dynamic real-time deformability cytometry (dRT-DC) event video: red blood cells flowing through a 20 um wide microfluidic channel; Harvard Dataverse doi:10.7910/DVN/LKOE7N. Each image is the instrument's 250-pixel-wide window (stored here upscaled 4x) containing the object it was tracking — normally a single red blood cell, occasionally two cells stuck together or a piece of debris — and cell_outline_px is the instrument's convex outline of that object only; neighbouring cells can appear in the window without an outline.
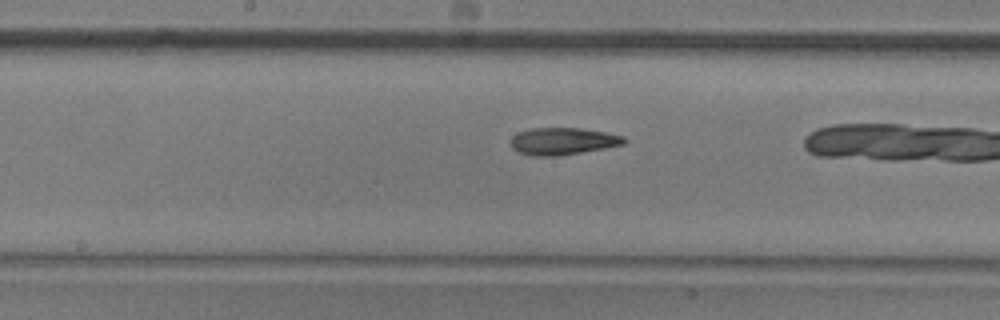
{"species": "common noctule bat (a hibernating species)", "species_latin": "Nyctalus noctula", "temperature_condition": "room temperature", "stored_images_in_passage": 14, "camera_frame_rate_fps": 3000, "um_per_image_px": 0.085, "animal": {"sex": "male", "body_mass_g": 20.5, "forearm_length_mm": 52.5}, "frame": {"image": 1, "passage_image": 12, "time_ms": 3.667, "image_size_px": [1000, 320], "cell_outline_px": [[628, 140], [624, 144], [604, 148], [556, 156], [532, 156], [520, 152], [512, 148], [512, 136], [520, 132], [532, 128], [580, 128], [608, 132], [624, 136]], "centroid_in_image_um": [47.88, 11.99], "position_along_channel_um": 200.3, "area_um2": 17.8}}